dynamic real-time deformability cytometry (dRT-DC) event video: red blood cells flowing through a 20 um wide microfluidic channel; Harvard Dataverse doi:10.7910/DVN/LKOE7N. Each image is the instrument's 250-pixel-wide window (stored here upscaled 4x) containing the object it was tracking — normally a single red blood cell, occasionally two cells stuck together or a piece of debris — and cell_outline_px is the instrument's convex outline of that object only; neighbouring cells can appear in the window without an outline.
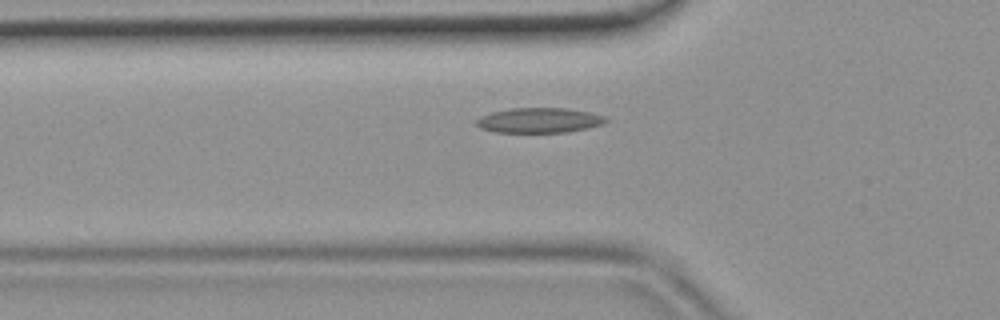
{"species": "common noctule bat (a hibernating species)", "species_latin": "Nyctalus noctula", "temperature_condition": "room temperature", "stored_images_in_passage": 36, "camera_frame_rate_fps": 3000, "um_per_image_px": 0.085, "animal": {"sex": "female", "body_mass_g": 19.9}, "frame": {"image": 1, "passage_image": 5, "time_ms": 1.333, "image_size_px": [1000, 320], "cell_outline_px": [[612, 120], [604, 124], [588, 128], [568, 132], [496, 132], [480, 128], [476, 124], [476, 120], [480, 116], [492, 112], [512, 108], [568, 108], [588, 112], [604, 116]], "centroid_in_image_um": [45.87, 10.23], "position_along_channel_um": 79.9, "area_um2": 18.96}}
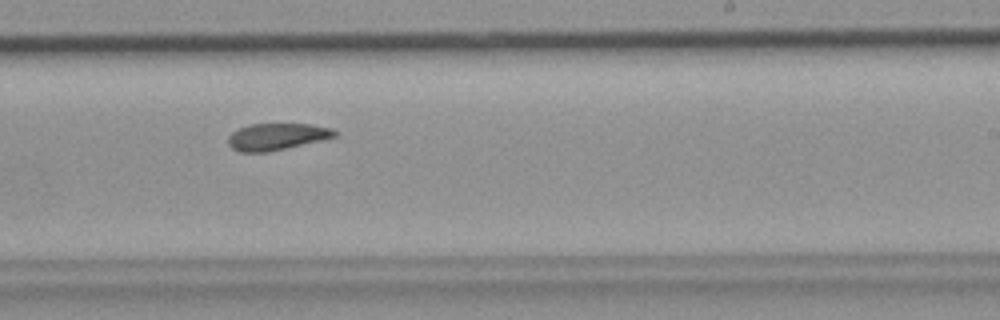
{"frame": {"image": 2, "passage_image": 18, "time_ms": 5.667, "image_size_px": [1000, 320], "cell_outline_px": [[336, 136], [320, 140], [268, 152], [240, 152], [232, 148], [228, 144], [228, 136], [236, 128], [248, 124], [308, 124], [332, 128], [336, 132]], "centroid_in_image_um": [23.46, 11.61], "position_along_channel_um": 265.5, "area_um2": 16.53}}
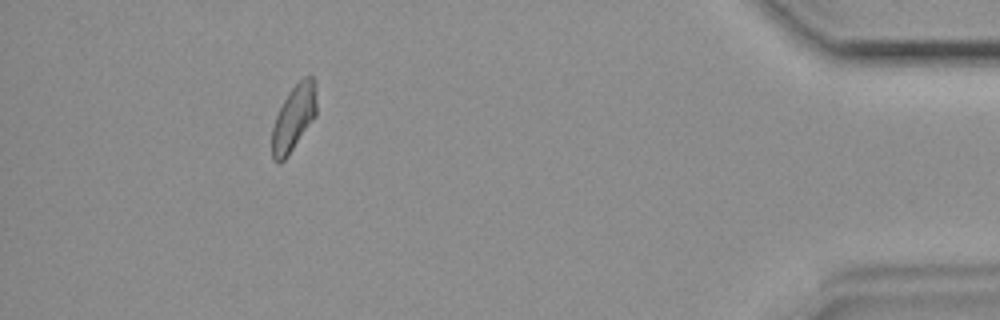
{"frame": {"image": 3, "passage_image": 32, "time_ms": 10.333, "image_size_px": [1000, 320], "cell_outline_px": [[316, 116], [288, 156], [284, 160], [272, 160], [272, 128], [276, 116], [288, 92], [304, 76], [312, 76], [316, 84]], "centroid_in_image_um": [24.98, 10.0], "position_along_channel_um": 410.2, "area_um2": 16.99}}